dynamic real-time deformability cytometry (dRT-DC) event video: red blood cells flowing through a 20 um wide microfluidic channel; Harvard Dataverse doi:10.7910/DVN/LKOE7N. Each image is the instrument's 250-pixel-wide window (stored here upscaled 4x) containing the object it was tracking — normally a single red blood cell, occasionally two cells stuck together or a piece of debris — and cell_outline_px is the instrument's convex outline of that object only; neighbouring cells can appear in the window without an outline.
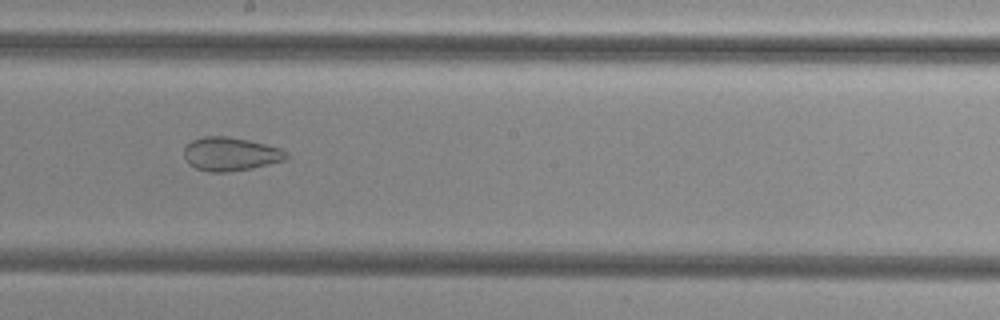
{"species": "common noctule bat (a hibernating species)", "species_latin": "Nyctalus noctula", "temperature_condition": "cold", "stored_images_in_passage": 29, "camera_frame_rate_fps": 3000, "um_per_image_px": 0.085, "animal": {"sex": "female", "body_mass_g": 29.2, "forearm_length_mm": 56.3}, "frame": {"image": 1, "passage_image": 16, "time_ms": 5.0, "image_size_px": [1000, 320], "cell_outline_px": [[288, 156], [284, 160], [252, 168], [224, 172], [208, 172], [196, 168], [188, 164], [184, 156], [184, 148], [192, 140], [204, 136], [228, 136], [248, 140], [280, 148], [288, 152]], "centroid_in_image_um": [19.57, 13.09], "position_along_channel_um": 228.6, "area_um2": 19.94}}
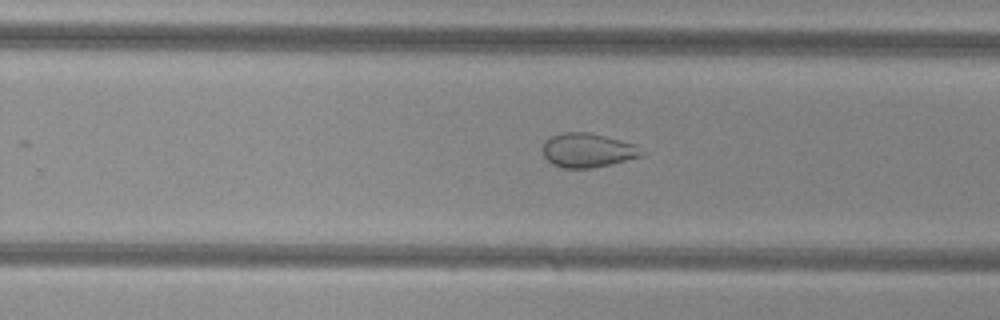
{"frame": {"image": 2, "passage_image": 20, "time_ms": 6.333, "image_size_px": [1000, 320], "cell_outline_px": [[648, 152], [640, 156], [612, 164], [588, 168], [564, 168], [552, 164], [544, 156], [544, 140], [552, 136], [564, 132], [588, 132], [636, 144]], "centroid_in_image_um": [49.99, 12.77], "position_along_channel_um": 279.8, "area_um2": 19.65}}
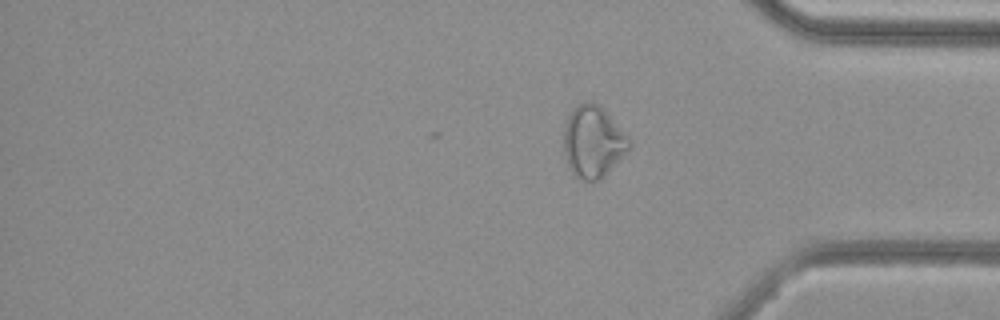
{"frame": {"image": 3, "passage_image": 29, "time_ms": 9.333, "image_size_px": [1000, 320], "cell_outline_px": [[632, 148], [600, 180], [580, 180], [572, 172], [568, 164], [564, 152], [564, 124], [572, 108], [588, 100], [600, 104], [632, 144]], "centroid_in_image_um": [50.4, 12.04], "position_along_channel_um": 384.8, "area_um2": 27.28}, "authors_computed_cell_mechanics": {"area_um2": 21.5594, "velocity_mm_per_s": 3.8444, "shape_relaxation_time_tau1_ms": null, "shape_relaxation_time_tau2_ms": 1.814, "deformation_change_tau1": null, "deformation_change_tau2": 0.0697}}